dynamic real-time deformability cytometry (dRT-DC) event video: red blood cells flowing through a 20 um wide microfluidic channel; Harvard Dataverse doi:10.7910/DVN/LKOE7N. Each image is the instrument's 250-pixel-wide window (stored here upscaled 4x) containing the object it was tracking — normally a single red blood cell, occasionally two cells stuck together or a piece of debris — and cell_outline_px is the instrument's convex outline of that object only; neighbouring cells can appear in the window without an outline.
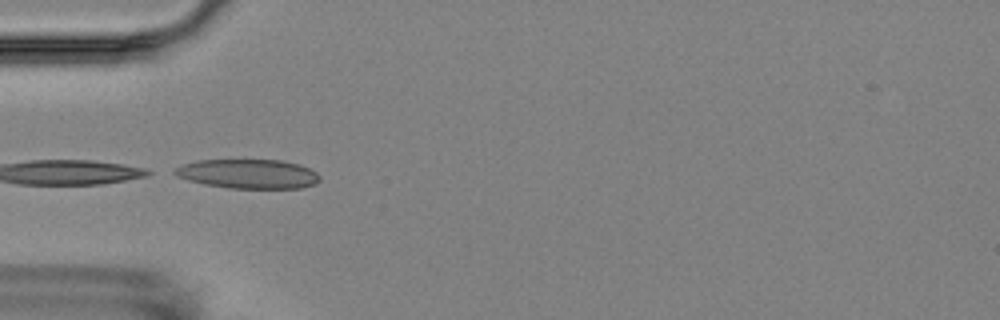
{"species": "Egyptian fruit bat (a non-hibernating species)", "species_latin": "Rousettus aegyptiacus", "temperature_condition": "room temperature", "stored_images_in_passage": 8, "camera_frame_rate_fps": 3000, "um_per_image_px": 0.085, "animal": {"sex": "female"}, "frame": {"image": 1, "passage_image": 5, "time_ms": 4.667, "image_size_px": [1000, 320], "cell_outline_px": [[320, 180], [316, 184], [300, 188], [228, 188], [204, 184], [188, 180], [176, 176], [168, 172], [184, 164], [196, 160], [284, 160], [300, 164], [316, 172], [320, 176]], "centroid_in_image_um": [21.08, 14.78], "position_along_channel_um": 63.9, "area_um2": 24.97}}
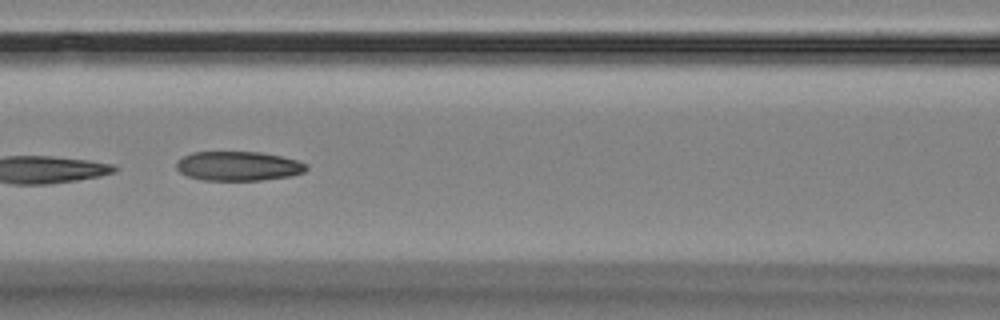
{"frame": {"image": 2, "passage_image": 7, "time_ms": 7.0, "image_size_px": [1000, 320], "cell_outline_px": [[308, 168], [304, 172], [292, 176], [260, 180], [200, 180], [188, 176], [180, 172], [176, 168], [176, 160], [192, 152], [260, 152], [280, 156], [296, 160], [308, 164]], "centroid_in_image_um": [20.25, 14.12], "position_along_channel_um": 146.4, "area_um2": 22.31}}
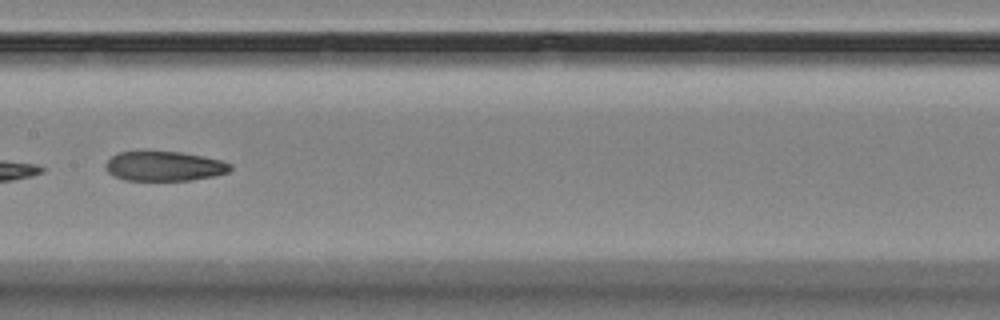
{"frame": {"image": 3, "passage_image": 8, "time_ms": 8.333, "image_size_px": [1000, 320], "cell_outline_px": [[232, 168], [228, 172], [216, 176], [192, 180], [124, 180], [108, 172], [104, 168], [104, 164], [112, 156], [120, 152], [180, 152], [204, 156], [220, 160], [232, 164]], "centroid_in_image_um": [13.99, 14.13], "position_along_channel_um": 193.4, "area_um2": 21.5}}